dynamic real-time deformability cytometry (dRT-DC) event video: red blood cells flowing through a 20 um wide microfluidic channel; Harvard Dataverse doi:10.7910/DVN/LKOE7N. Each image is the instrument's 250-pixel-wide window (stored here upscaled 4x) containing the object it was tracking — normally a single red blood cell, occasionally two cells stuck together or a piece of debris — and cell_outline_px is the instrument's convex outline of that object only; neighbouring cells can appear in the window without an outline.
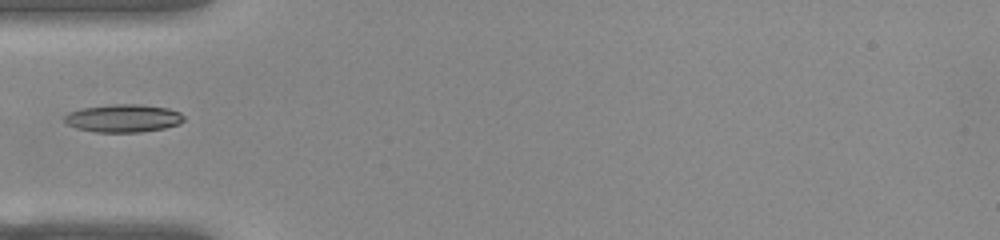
{"species": "common noctule bat (a hibernating species)", "species_latin": "Nyctalus noctula", "temperature_condition": "warm", "stored_images_in_passage": 37, "camera_frame_rate_fps": 3000, "um_per_image_px": 0.085, "animal": {"sex": "female", "body_mass_g": 22.0, "forearm_length_mm": 56.7}, "frame": {"image": 1, "passage_image": 1, "time_ms": 0.0, "image_size_px": [1000, 240], "cell_outline_px": [[184, 120], [180, 124], [164, 128], [140, 132], [96, 132], [76, 128], [68, 124], [64, 120], [64, 116], [68, 112], [80, 108], [116, 104], [140, 104], [168, 108], [180, 112], [184, 116]], "centroid_in_image_um": [10.49, 10.05], "position_along_channel_um": 74.5, "area_um2": 19.48}}
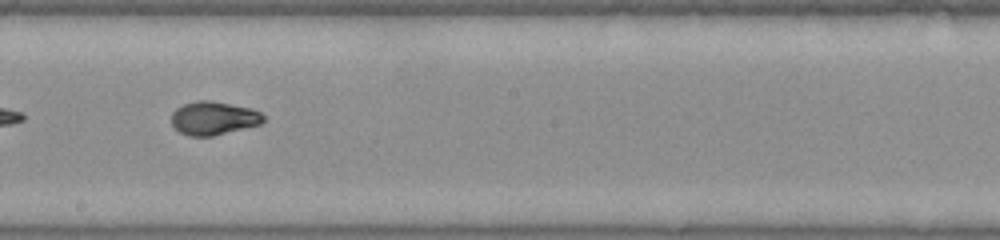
{"frame": {"image": 2, "passage_image": 13, "time_ms": 4.0, "image_size_px": [1000, 240], "cell_outline_px": [[264, 120], [260, 124], [212, 136], [188, 136], [180, 132], [172, 124], [172, 112], [176, 108], [184, 104], [196, 100], [212, 100], [252, 108], [260, 112], [264, 116]], "centroid_in_image_um": [18.15, 10.03], "position_along_channel_um": 230.1, "area_um2": 17.92}}
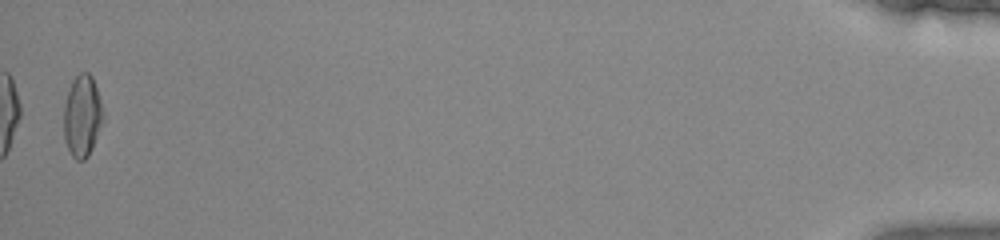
{"frame": {"image": 3, "passage_image": 36, "time_ms": 11.667, "image_size_px": [1000, 240], "cell_outline_px": [[104, 120], [92, 148], [88, 156], [84, 160], [76, 160], [72, 156], [64, 140], [64, 104], [72, 80], [80, 72], [88, 72], [92, 76], [100, 100], [104, 116]], "centroid_in_image_um": [6.99, 9.87], "position_along_channel_um": 428.2, "area_um2": 18.73}}